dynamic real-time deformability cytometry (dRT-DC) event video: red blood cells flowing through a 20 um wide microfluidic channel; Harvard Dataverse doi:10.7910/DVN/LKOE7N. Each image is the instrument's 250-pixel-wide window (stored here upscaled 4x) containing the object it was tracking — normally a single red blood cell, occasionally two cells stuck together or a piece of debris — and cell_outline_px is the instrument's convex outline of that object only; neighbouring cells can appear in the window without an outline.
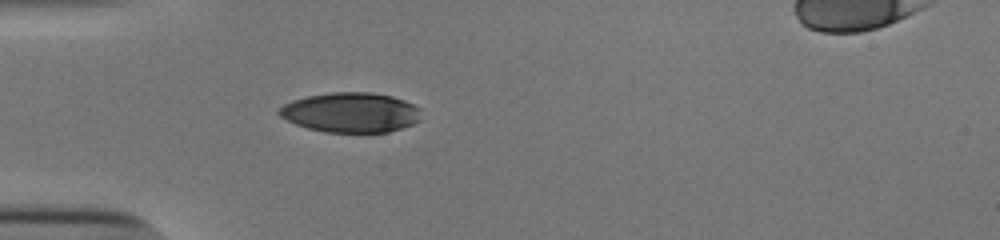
{"species": "human", "species_latin": "Homo sapiens", "temperature_condition": "cold", "stored_images_in_passage": 17, "camera_frame_rate_fps": 3000, "um_per_image_px": 0.085, "donor": {"sex": "male"}, "frame": {"image": 1, "passage_image": 17, "time_ms": 5.333, "image_size_px": [1000, 240], "cell_outline_px": [[420, 120], [412, 124], [388, 132], [324, 132], [308, 128], [296, 124], [280, 116], [276, 112], [284, 104], [292, 100], [308, 96], [332, 92], [372, 92], [392, 96], [404, 100], [420, 108]], "centroid_in_image_um": [29.81, 9.55], "position_along_channel_um": 55.2, "area_um2": 32.95}}